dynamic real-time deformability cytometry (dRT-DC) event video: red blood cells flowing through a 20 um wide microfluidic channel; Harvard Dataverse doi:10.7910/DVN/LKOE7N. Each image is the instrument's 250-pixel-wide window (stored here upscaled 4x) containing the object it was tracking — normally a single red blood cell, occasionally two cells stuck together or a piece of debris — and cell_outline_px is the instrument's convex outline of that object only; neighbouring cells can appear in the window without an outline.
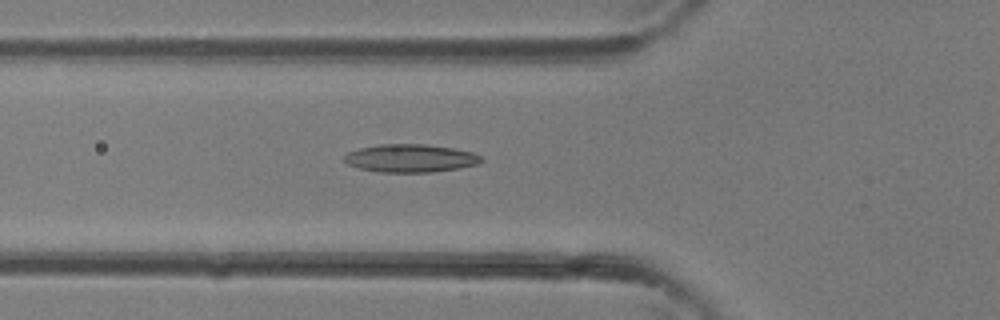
{"species": "common noctule bat (a hibernating species)", "species_latin": "Nyctalus noctula", "temperature_condition": "room temperature", "stored_images_in_passage": 35, "camera_frame_rate_fps": 3000, "um_per_image_px": 0.085, "animal": {"sex": "female"}, "frame": {"image": 1, "passage_image": 12, "time_ms": 3.667, "image_size_px": [1000, 320], "cell_outline_px": [[484, 160], [476, 164], [456, 168], [432, 172], [380, 172], [360, 168], [348, 164], [344, 160], [344, 156], [348, 152], [360, 148], [380, 144], [424, 144], [452, 148], [472, 152], [480, 156]], "centroid_in_image_um": [34.87, 13.44], "position_along_channel_um": 90.9, "area_um2": 22.08}}
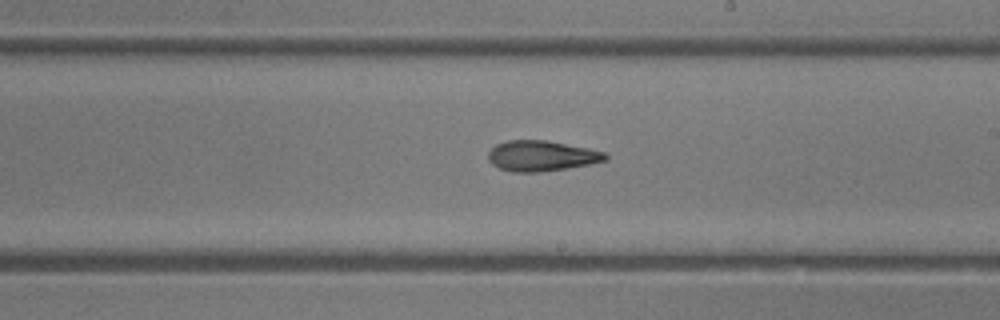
{"frame": {"image": 2, "passage_image": 20, "time_ms": 6.333, "image_size_px": [1000, 320], "cell_outline_px": [[608, 160], [588, 164], [540, 172], [512, 172], [500, 168], [492, 164], [488, 160], [488, 152], [496, 144], [508, 140], [544, 140], [588, 148], [604, 152], [608, 156]], "centroid_in_image_um": [46.0, 13.25], "position_along_channel_um": 243.0, "area_um2": 20.63}}
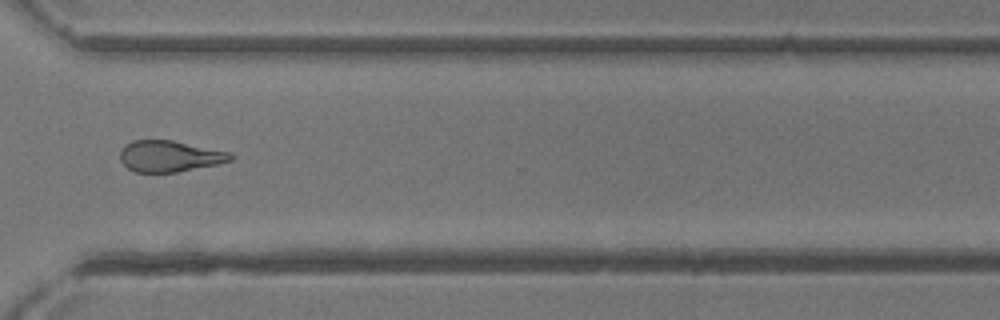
{"frame": {"image": 3, "passage_image": 26, "time_ms": 8.333, "image_size_px": [1000, 320], "cell_outline_px": [[236, 156], [232, 160], [216, 164], [176, 172], [136, 172], [128, 168], [120, 160], [120, 148], [124, 144], [132, 140], [172, 140], [228, 152]], "centroid_in_image_um": [14.37, 13.27], "position_along_channel_um": 356.2, "area_um2": 20.0}}